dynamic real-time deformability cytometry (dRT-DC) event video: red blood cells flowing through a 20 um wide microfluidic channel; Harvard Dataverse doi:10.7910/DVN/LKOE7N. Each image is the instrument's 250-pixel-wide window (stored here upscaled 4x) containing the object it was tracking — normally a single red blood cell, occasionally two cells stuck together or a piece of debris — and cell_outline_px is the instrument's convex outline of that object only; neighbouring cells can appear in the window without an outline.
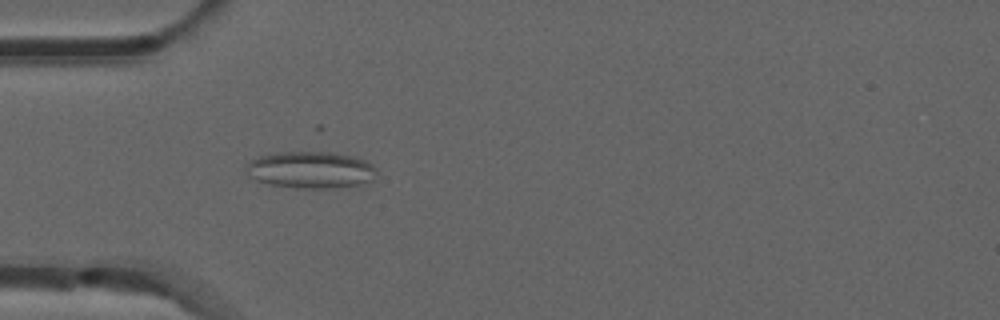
{"species": "common noctule bat (a hibernating species)", "species_latin": "Nyctalus noctula", "temperature_condition": "room temperature", "stored_images_in_passage": 53, "camera_frame_rate_fps": 3000, "um_per_image_px": 0.085, "animal": {"sex": "male", "forearm_length_mm": 52.5}, "frame": {"image": 1, "passage_image": 16, "time_ms": 5.0, "image_size_px": [1000, 320], "cell_outline_px": [[376, 172], [372, 180], [360, 184], [332, 188], [296, 188], [268, 184], [256, 180], [248, 176], [244, 168], [252, 160], [260, 156], [280, 152], [320, 148], [352, 156], [364, 160], [372, 164], [376, 168]], "centroid_in_image_um": [26.4, 14.39], "position_along_channel_um": 58.6, "area_um2": 28.84}}
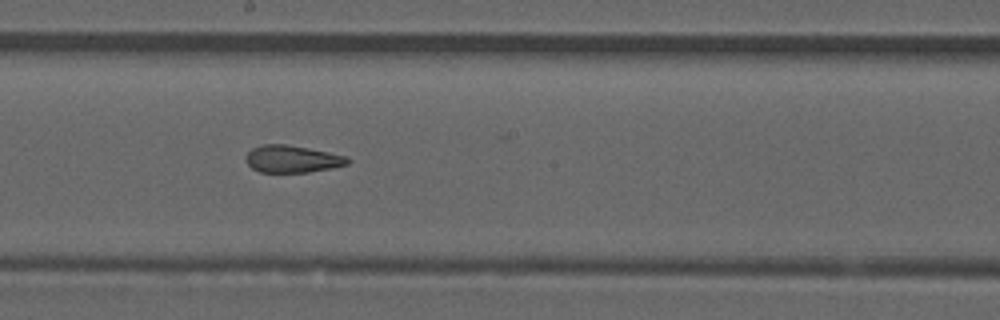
{"frame": {"image": 2, "passage_image": 29, "time_ms": 9.333, "image_size_px": [1000, 320], "cell_outline_px": [[352, 160], [348, 164], [332, 168], [308, 172], [260, 172], [252, 168], [248, 164], [244, 156], [252, 148], [264, 144], [284, 144], [308, 148], [348, 156]], "centroid_in_image_um": [24.85, 13.51], "position_along_channel_um": 223.3, "area_um2": 16.18}}
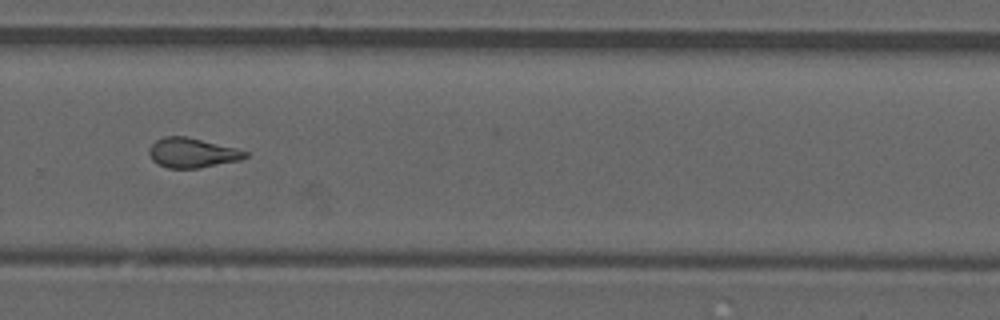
{"frame": {"image": 3, "passage_image": 36, "time_ms": 11.667, "image_size_px": [1000, 320], "cell_outline_px": [[248, 156], [240, 160], [200, 168], [168, 168], [152, 160], [148, 152], [148, 148], [156, 140], [164, 136], [184, 136], [236, 148], [248, 152]], "centroid_in_image_um": [16.32, 12.99], "position_along_channel_um": 313.5, "area_um2": 16.53}, "authors_computed_cell_mechanics": {"area_um2": 17.2822, "velocity_mm_per_s": 3.8834, "shape_relaxation_time_tau1_ms": null, "shape_relaxation_time_tau2_ms": 3.0227, "deformation_change_tau1": null, "deformation_change_tau2": 0.0613}}